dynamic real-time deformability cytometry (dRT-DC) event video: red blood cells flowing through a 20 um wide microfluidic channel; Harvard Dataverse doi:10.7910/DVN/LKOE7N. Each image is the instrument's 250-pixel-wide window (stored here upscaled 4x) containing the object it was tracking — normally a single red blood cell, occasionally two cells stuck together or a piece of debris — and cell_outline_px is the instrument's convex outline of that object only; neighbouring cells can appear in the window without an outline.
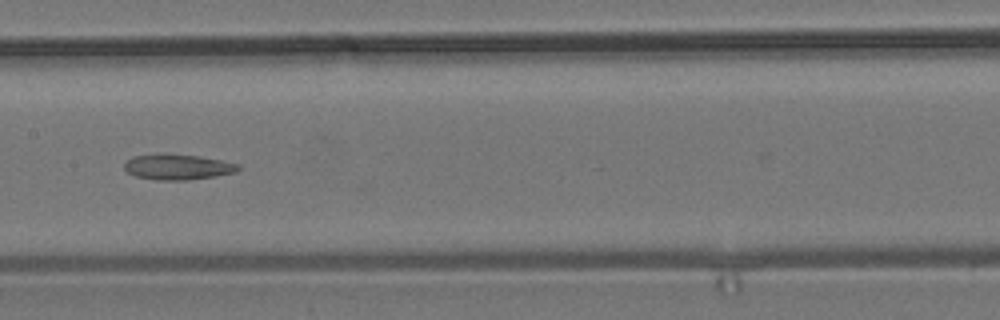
{"species": "common noctule bat (a hibernating species)", "species_latin": "Nyctalus noctula", "temperature_condition": "room temperature", "stored_images_in_passage": 7, "camera_frame_rate_fps": 3000, "um_per_image_px": 0.085, "animal": {"sex": "male", "body_mass_g": 19.2, "forearm_length_mm": 51.8}, "frame": {"image": 1, "passage_image": 6, "time_ms": 7.333, "image_size_px": [1000, 320], "cell_outline_px": [[240, 168], [236, 172], [216, 176], [184, 180], [156, 180], [136, 176], [128, 172], [124, 168], [124, 164], [132, 156], [164, 152], [200, 156], [240, 164]], "centroid_in_image_um": [15.09, 14.17], "position_along_channel_um": 192.3, "area_um2": 17.17}}